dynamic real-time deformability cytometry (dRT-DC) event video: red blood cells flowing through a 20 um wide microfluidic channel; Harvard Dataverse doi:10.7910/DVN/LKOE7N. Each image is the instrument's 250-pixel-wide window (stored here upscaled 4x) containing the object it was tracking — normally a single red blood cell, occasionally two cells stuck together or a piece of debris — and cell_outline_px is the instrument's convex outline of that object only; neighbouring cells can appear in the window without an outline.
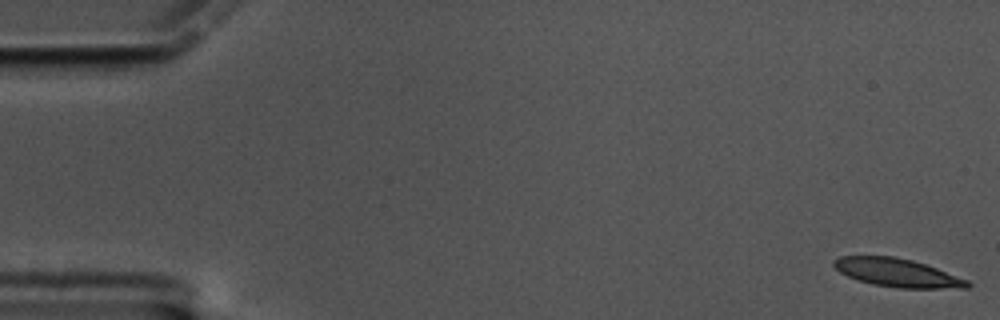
{"species": "common noctule bat (a hibernating species)", "species_latin": "Nyctalus noctula", "temperature_condition": "cold", "stored_images_in_passage": 59, "camera_frame_rate_fps": 3000, "um_per_image_px": 0.085, "animal": {"sex": "male", "body_mass_g": 17.5, "forearm_length_mm": 52.3}, "frame": {"image": 1, "passage_image": 1, "time_ms": 0.0, "image_size_px": [1000, 320], "cell_outline_px": [[972, 284], [968, 288], [900, 288], [872, 284], [848, 276], [840, 272], [832, 264], [832, 260], [840, 256], [892, 256], [912, 260], [936, 268], [968, 280]], "centroid_in_image_um": [76.27, 23.18], "position_along_channel_um": 8.7, "area_um2": 21.85}}
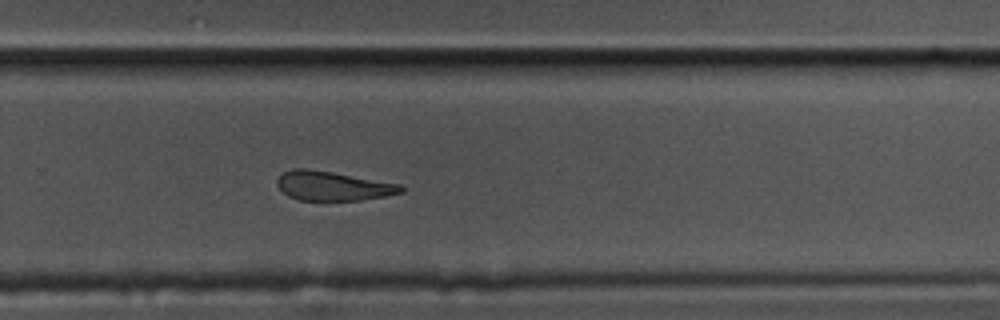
{"frame": {"image": 2, "passage_image": 39, "time_ms": 12.667, "image_size_px": [1000, 320], "cell_outline_px": [[404, 192], [384, 196], [360, 200], [300, 200], [288, 196], [276, 184], [276, 180], [284, 172], [292, 168], [308, 168], [332, 172], [400, 184], [404, 188]], "centroid_in_image_um": [28.27, 15.8], "position_along_channel_um": 301.5, "area_um2": 20.98}}
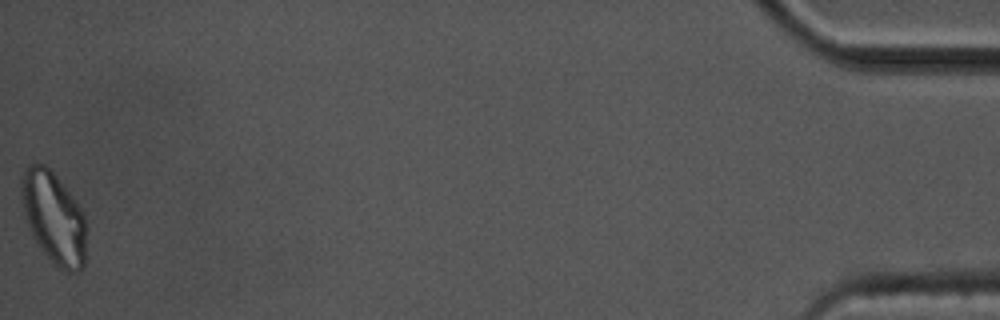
{"frame": {"image": 3, "passage_image": 59, "time_ms": 19.333, "image_size_px": [1000, 320], "cell_outline_px": [[88, 232], [84, 264], [80, 272], [68, 272], [56, 264], [44, 252], [32, 236], [24, 212], [20, 192], [20, 180], [24, 168], [28, 164], [44, 164], [56, 176], [76, 200], [84, 212], [88, 228]], "centroid_in_image_um": [4.6, 18.49], "position_along_channel_um": 430.6, "area_um2": 35.08}, "authors_computed_cell_mechanics": {"area_um2": 22.8888, "velocity_mm_per_s": 3.3945, "shape_relaxation_time_tau1_ms": null, "shape_relaxation_time_tau2_ms": 6.9711, "deformation_change_tau1": null, "deformation_change_tau2": 0.1779}}